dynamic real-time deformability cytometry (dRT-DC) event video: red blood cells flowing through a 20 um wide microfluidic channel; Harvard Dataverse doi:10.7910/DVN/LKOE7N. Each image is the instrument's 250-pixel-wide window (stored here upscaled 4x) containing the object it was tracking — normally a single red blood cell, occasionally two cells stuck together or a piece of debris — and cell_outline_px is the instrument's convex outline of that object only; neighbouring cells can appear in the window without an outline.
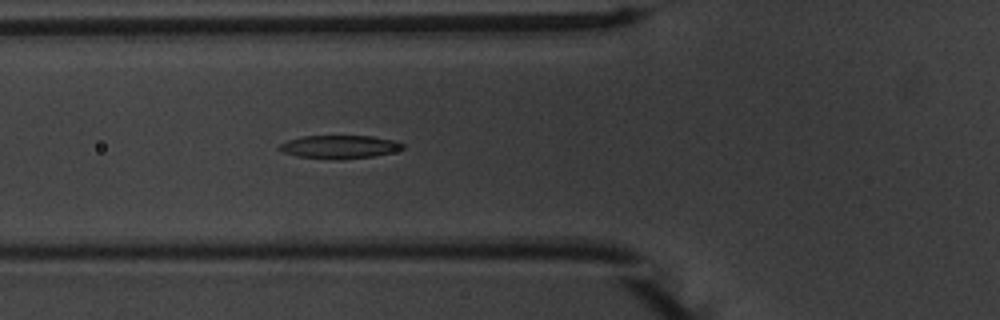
{"species": "common noctule bat (a hibernating species)", "species_latin": "Nyctalus noctula", "temperature_condition": "warm", "stored_images_in_passage": 40, "camera_frame_rate_fps": 3000, "um_per_image_px": 0.085, "animal": {"sex": "male", "body_mass_g": 20.1, "forearm_length_mm": 53.5}, "frame": {"image": 1, "passage_image": 11, "time_ms": 3.333, "image_size_px": [1000, 320], "cell_outline_px": [[404, 148], [392, 152], [372, 156], [340, 160], [296, 156], [284, 152], [276, 148], [280, 144], [288, 140], [304, 136], [372, 136], [396, 140], [404, 144]], "centroid_in_image_um": [28.86, 12.48], "position_along_channel_um": 96.9, "area_um2": 16.7}}
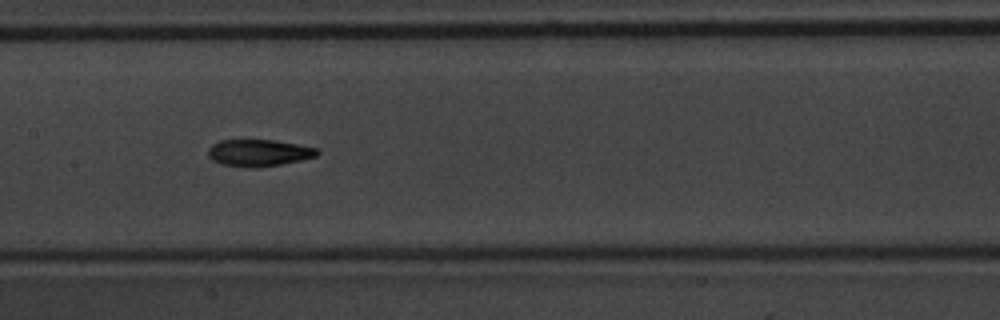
{"frame": {"image": 2, "passage_image": 18, "time_ms": 5.667, "image_size_px": [1000, 320], "cell_outline_px": [[320, 152], [316, 156], [300, 160], [280, 164], [256, 168], [244, 168], [220, 164], [212, 160], [208, 156], [208, 148], [212, 144], [220, 140], [276, 140], [316, 148]], "centroid_in_image_um": [21.95, 13.0], "position_along_channel_um": 185.5, "area_um2": 17.17}}
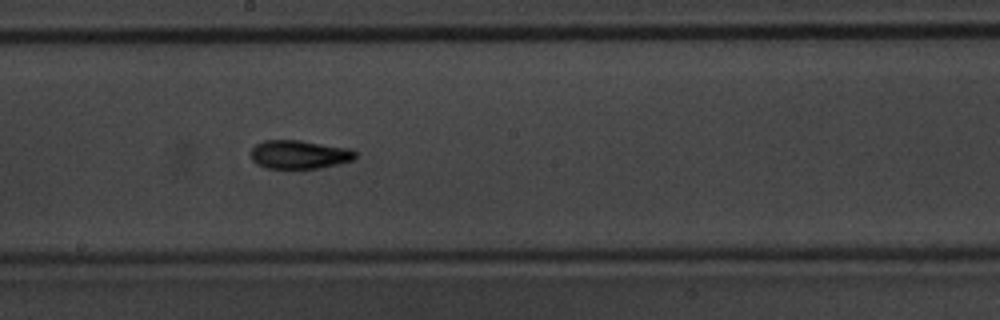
{"frame": {"image": 3, "passage_image": 21, "time_ms": 6.667, "image_size_px": [1000, 320], "cell_outline_px": [[356, 156], [352, 160], [320, 168], [268, 168], [256, 164], [252, 160], [252, 148], [256, 144], [264, 140], [300, 140], [348, 148], [356, 152]], "centroid_in_image_um": [25.42, 13.12], "position_along_channel_um": 222.8, "area_um2": 17.22}, "authors_computed_cell_mechanics": {"area_um2": 17.1377, "velocity_mm_per_s": 3.7637, "shape_relaxation_time_tau1_ms": 3.8767, "shape_relaxation_time_tau2_ms": 2.6203, "deformation_change_tau1": 0.1544, "deformation_change_tau2": 0.0925}}